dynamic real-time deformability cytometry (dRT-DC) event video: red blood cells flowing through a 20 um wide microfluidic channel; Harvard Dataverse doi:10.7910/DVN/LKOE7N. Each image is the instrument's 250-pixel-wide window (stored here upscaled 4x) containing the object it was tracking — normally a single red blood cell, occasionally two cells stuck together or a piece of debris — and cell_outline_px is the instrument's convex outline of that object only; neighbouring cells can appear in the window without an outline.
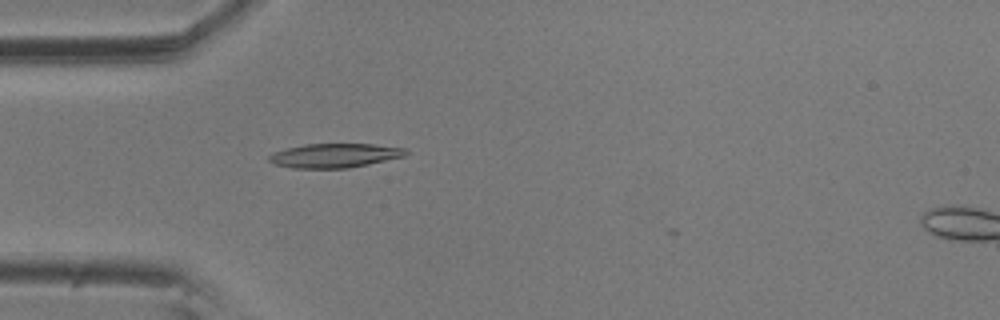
{"species": "common noctule bat (a hibernating species)", "species_latin": "Nyctalus noctula", "temperature_condition": "room temperature", "stored_images_in_passage": 2, "camera_frame_rate_fps": 3000, "um_per_image_px": 0.085, "animal": {"sex": "male", "body_mass_g": 20.5, "forearm_length_mm": 52.5}, "frame": {"image": 1, "passage_image": 1, "time_ms": 0.0, "image_size_px": [1000, 320], "cell_outline_px": [[408, 152], [404, 156], [368, 164], [348, 168], [292, 168], [276, 164], [268, 160], [268, 156], [272, 152], [304, 144], [372, 144], [408, 148]], "centroid_in_image_um": [28.45, 13.21], "position_along_channel_um": 56.6, "area_um2": 19.19}}